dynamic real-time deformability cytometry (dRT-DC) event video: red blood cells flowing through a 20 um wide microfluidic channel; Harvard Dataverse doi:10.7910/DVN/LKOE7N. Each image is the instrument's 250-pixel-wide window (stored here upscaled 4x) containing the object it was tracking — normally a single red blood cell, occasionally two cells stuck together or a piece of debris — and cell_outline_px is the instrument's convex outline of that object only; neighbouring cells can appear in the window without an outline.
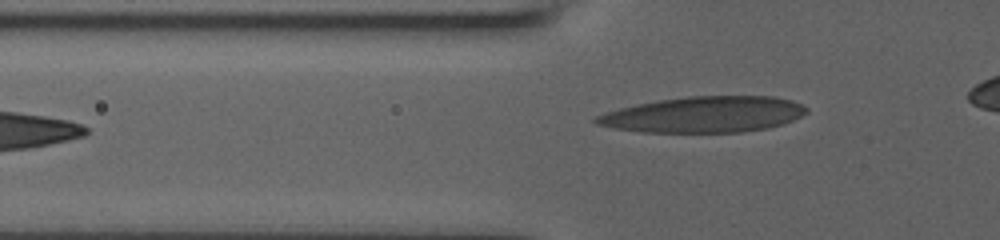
{"species": "human", "species_latin": "Homo sapiens", "temperature_condition": "room temperature", "stored_images_in_passage": 34, "camera_frame_rate_fps": 3000, "um_per_image_px": 0.085, "donor": {"sex": "male"}, "frame": {"image": 1, "passage_image": 4, "time_ms": 1.0, "image_size_px": [1000, 240], "cell_outline_px": [[808, 112], [784, 124], [768, 128], [744, 132], [640, 132], [616, 128], [596, 124], [592, 120], [596, 116], [620, 108], [636, 104], [660, 100], [688, 96], [776, 96], [792, 100], [808, 108]], "centroid_in_image_um": [59.87, 9.73], "position_along_channel_um": 65.9, "area_um2": 44.04}}
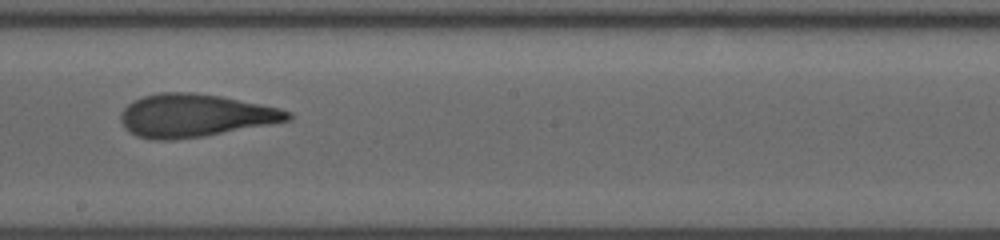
{"frame": {"image": 2, "passage_image": 17, "time_ms": 5.333, "image_size_px": [1000, 240], "cell_outline_px": [[292, 120], [204, 136], [172, 140], [152, 140], [136, 136], [128, 132], [124, 128], [120, 120], [120, 112], [128, 104], [144, 96], [160, 92], [192, 92], [220, 96], [280, 108], [292, 112]], "centroid_in_image_um": [16.55, 9.83], "position_along_channel_um": 231.7, "area_um2": 41.85}}
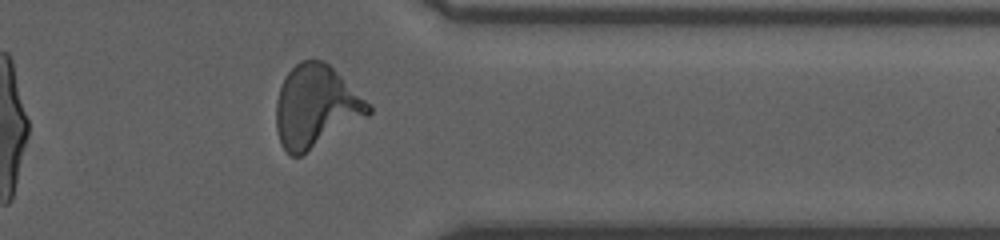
{"frame": {"image": 3, "passage_image": 29, "time_ms": 9.333, "image_size_px": [1000, 240], "cell_outline_px": [[372, 112], [368, 116], [300, 156], [288, 156], [280, 144], [276, 128], [276, 100], [280, 88], [288, 72], [300, 60], [324, 60], [372, 104]], "centroid_in_image_um": [26.85, 9.07], "position_along_channel_um": 384.5, "area_um2": 44.33}}